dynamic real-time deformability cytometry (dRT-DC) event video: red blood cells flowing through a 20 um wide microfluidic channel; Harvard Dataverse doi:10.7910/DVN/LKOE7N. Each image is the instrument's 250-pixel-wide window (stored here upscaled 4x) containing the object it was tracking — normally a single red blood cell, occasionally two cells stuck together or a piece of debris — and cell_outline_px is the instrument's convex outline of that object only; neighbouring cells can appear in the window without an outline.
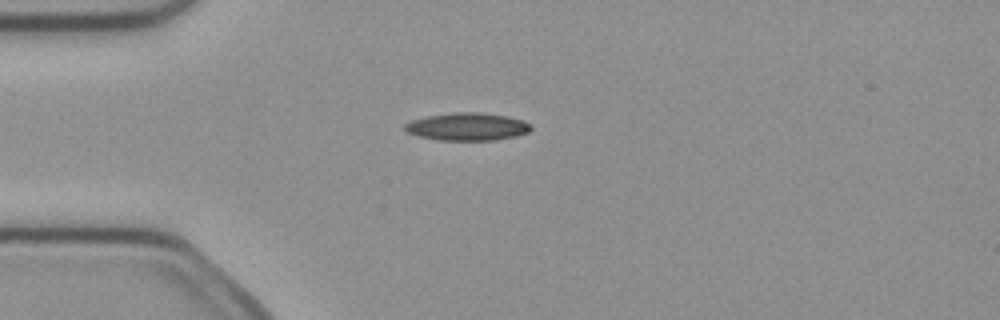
{"species": "common noctule bat (a hibernating species)", "species_latin": "Nyctalus noctula", "temperature_condition": "cold", "stored_images_in_passage": 2, "camera_frame_rate_fps": 3000, "um_per_image_px": 0.085, "animal": {"sex": "female", "body_mass_g": 21.9}, "frame": {"image": 1, "passage_image": 1, "time_ms": 0.0, "image_size_px": [1000, 320], "cell_outline_px": [[532, 128], [528, 132], [516, 136], [496, 140], [436, 140], [420, 136], [408, 132], [404, 128], [404, 124], [412, 120], [428, 116], [452, 112], [480, 112], [508, 116], [532, 124]], "centroid_in_image_um": [39.74, 10.76], "position_along_channel_um": 45.3, "area_um2": 20.35}}